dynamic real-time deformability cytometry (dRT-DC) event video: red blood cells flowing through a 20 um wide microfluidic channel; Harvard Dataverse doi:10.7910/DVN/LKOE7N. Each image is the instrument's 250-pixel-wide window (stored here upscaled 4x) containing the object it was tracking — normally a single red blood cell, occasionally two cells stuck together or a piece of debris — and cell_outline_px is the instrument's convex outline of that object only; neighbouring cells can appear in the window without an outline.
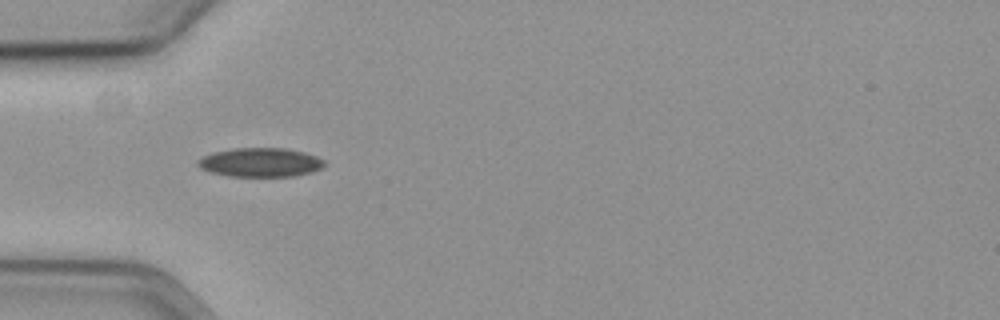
{"species": "common noctule bat (a hibernating species)", "species_latin": "Nyctalus noctula", "temperature_condition": "cold", "stored_images_in_passage": 40, "camera_frame_rate_fps": 3000, "um_per_image_px": 0.085, "animal": {"sex": "female", "body_mass_g": 19.3, "forearm_length_mm": 54.1}, "frame": {"image": 1, "passage_image": 1, "time_ms": 0.0, "image_size_px": [1000, 320], "cell_outline_px": [[324, 168], [312, 172], [296, 176], [228, 176], [212, 172], [200, 168], [196, 164], [196, 160], [212, 152], [232, 148], [288, 148], [304, 152], [316, 156], [324, 160]], "centroid_in_image_um": [22.14, 13.8], "position_along_channel_um": 62.9, "area_um2": 21.56}}
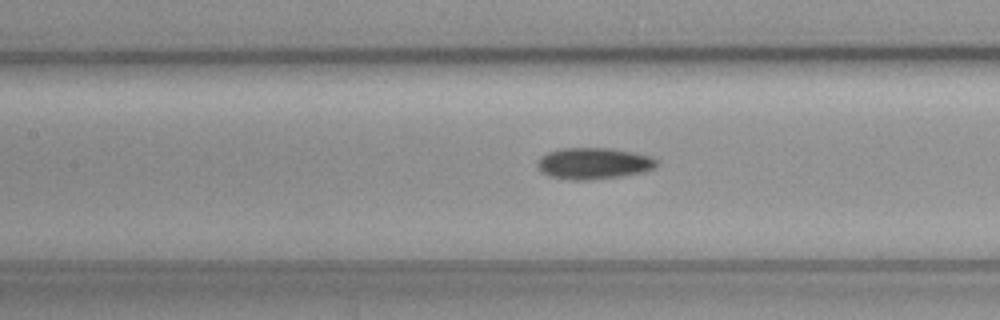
{"frame": {"image": 2, "passage_image": 9, "time_ms": 2.667, "image_size_px": [1000, 320], "cell_outline_px": [[656, 168], [644, 172], [620, 176], [588, 180], [568, 180], [548, 176], [540, 172], [536, 164], [536, 160], [540, 156], [548, 152], [560, 148], [608, 148], [632, 152], [648, 156], [656, 160]], "centroid_in_image_um": [50.38, 13.9], "position_along_channel_um": 157.0, "area_um2": 21.96}}
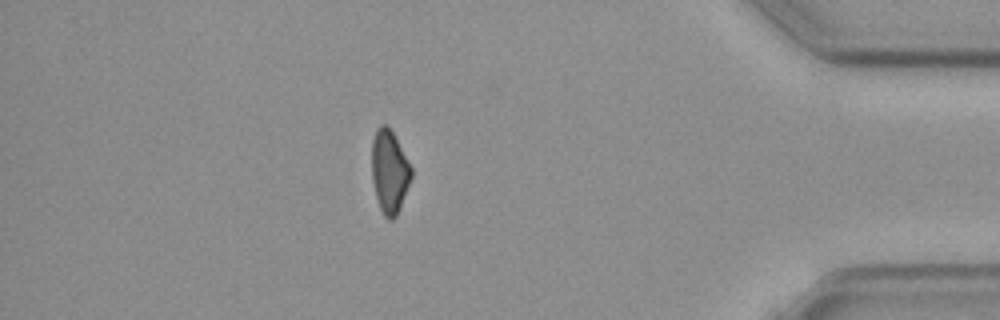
{"frame": {"image": 3, "passage_image": 33, "time_ms": 10.667, "image_size_px": [1000, 320], "cell_outline_px": [[412, 176], [400, 208], [396, 216], [392, 220], [388, 220], [384, 216], [380, 208], [376, 196], [372, 180], [372, 140], [376, 128], [380, 124], [388, 124], [412, 168]], "centroid_in_image_um": [33.09, 14.57], "position_along_channel_um": 402.1, "area_um2": 19.13}, "authors_computed_cell_mechanics": {"area_um2": 20.9814, "velocity_mm_per_s": 3.6045, "shape_relaxation_time_tau1_ms": 10.4198, "shape_relaxation_time_tau2_ms": null, "deformation_change_tau1": 0.1613, "deformation_change_tau2": null}}